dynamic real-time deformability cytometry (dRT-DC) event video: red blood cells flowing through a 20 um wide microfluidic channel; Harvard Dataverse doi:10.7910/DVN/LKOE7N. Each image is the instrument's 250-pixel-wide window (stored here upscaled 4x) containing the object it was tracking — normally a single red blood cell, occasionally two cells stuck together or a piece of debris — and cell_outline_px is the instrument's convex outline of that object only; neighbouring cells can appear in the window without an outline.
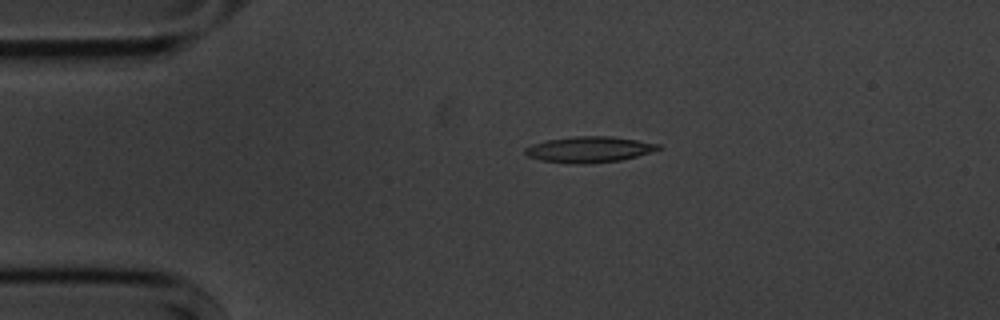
{"species": "common noctule bat (a hibernating species)", "species_latin": "Nyctalus noctula", "temperature_condition": "cold", "stored_images_in_passage": 45, "camera_frame_rate_fps": 3000, "um_per_image_px": 0.085, "animal": {"sex": "male", "body_mass_g": 20.1, "forearm_length_mm": 53.5}, "frame": {"image": 1, "passage_image": 1, "time_ms": 0.0, "image_size_px": [1000, 320], "cell_outline_px": [[660, 148], [636, 156], [620, 160], [584, 164], [568, 164], [540, 160], [528, 156], [524, 152], [524, 148], [548, 140], [572, 136], [612, 136], [660, 144]], "centroid_in_image_um": [50.04, 12.71], "position_along_channel_um": 35.0, "area_um2": 19.88}}
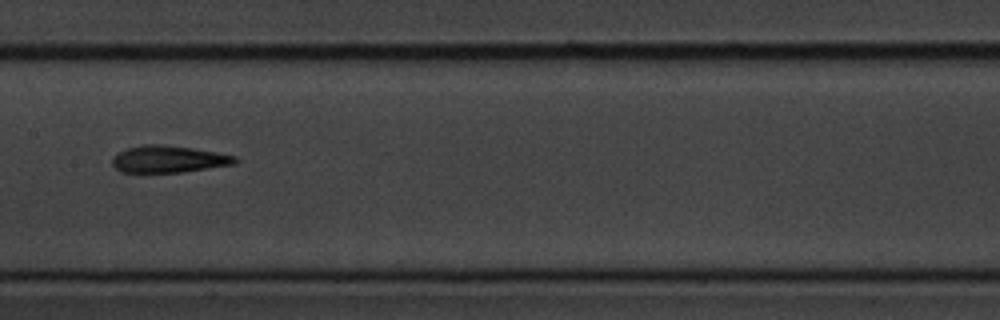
{"frame": {"image": 2, "passage_image": 17, "time_ms": 5.333, "image_size_px": [1000, 320], "cell_outline_px": [[240, 160], [236, 164], [180, 172], [120, 172], [112, 164], [112, 156], [128, 148], [144, 144], [156, 144], [192, 148], [216, 152], [236, 156]], "centroid_in_image_um": [14.35, 13.53], "position_along_channel_um": 193.1, "area_um2": 19.19}}
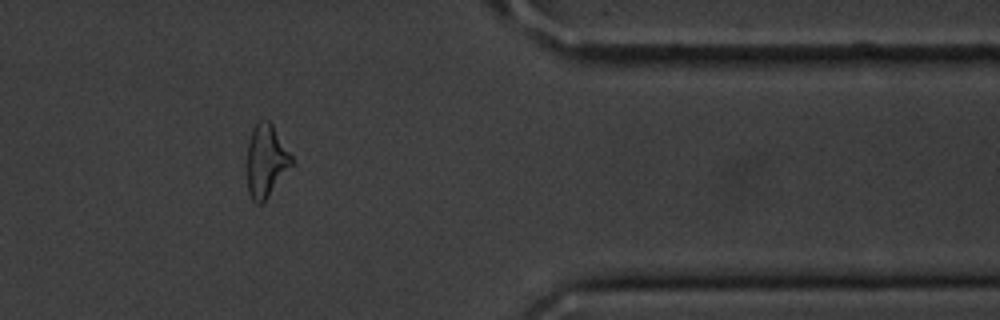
{"frame": {"image": 3, "passage_image": 35, "time_ms": 11.333, "image_size_px": [1000, 320], "cell_outline_px": [[296, 164], [264, 204], [256, 204], [252, 200], [248, 192], [248, 144], [252, 128], [260, 120], [268, 120], [272, 124], [292, 156]], "centroid_in_image_um": [22.67, 13.75], "position_along_channel_um": 388.7, "area_um2": 19.42}, "authors_computed_cell_mechanics": {"area_um2": 19.4208, "velocity_mm_per_s": 3.6075, "shape_relaxation_time_tau1_ms": 5.0254, "shape_relaxation_time_tau2_ms": 4.7016, "deformation_change_tau1": 0.209, "deformation_change_tau2": 0.1744}}